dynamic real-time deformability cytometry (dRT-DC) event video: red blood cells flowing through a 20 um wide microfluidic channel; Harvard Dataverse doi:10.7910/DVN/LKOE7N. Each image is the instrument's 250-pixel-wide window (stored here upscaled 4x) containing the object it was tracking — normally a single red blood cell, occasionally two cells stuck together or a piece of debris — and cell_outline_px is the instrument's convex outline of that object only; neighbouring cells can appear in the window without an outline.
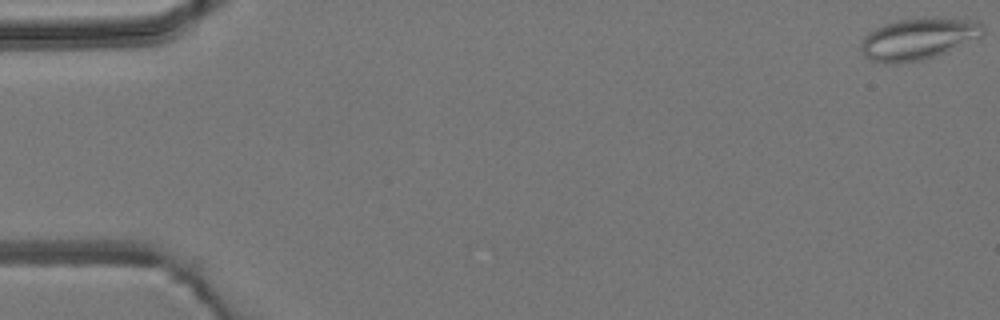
{"species": "common noctule bat (a hibernating species)", "species_latin": "Nyctalus noctula", "temperature_condition": "room temperature", "stored_images_in_passage": 5, "camera_frame_rate_fps": 3000, "um_per_image_px": 0.085, "animal": {"sex": "male", "body_mass_g": 19.2, "forearm_length_mm": 51.8}, "frame": {"image": 1, "passage_image": 1, "time_ms": 0.0, "image_size_px": [1000, 320], "cell_outline_px": [[984, 36], [944, 52], [920, 60], [896, 64], [884, 64], [872, 60], [864, 56], [860, 48], [860, 44], [864, 36], [868, 32], [884, 24], [896, 20], [940, 16], [980, 20], [984, 24]], "centroid_in_image_um": [78.09, 3.27], "position_along_channel_um": 6.9, "area_um2": 30.11}}